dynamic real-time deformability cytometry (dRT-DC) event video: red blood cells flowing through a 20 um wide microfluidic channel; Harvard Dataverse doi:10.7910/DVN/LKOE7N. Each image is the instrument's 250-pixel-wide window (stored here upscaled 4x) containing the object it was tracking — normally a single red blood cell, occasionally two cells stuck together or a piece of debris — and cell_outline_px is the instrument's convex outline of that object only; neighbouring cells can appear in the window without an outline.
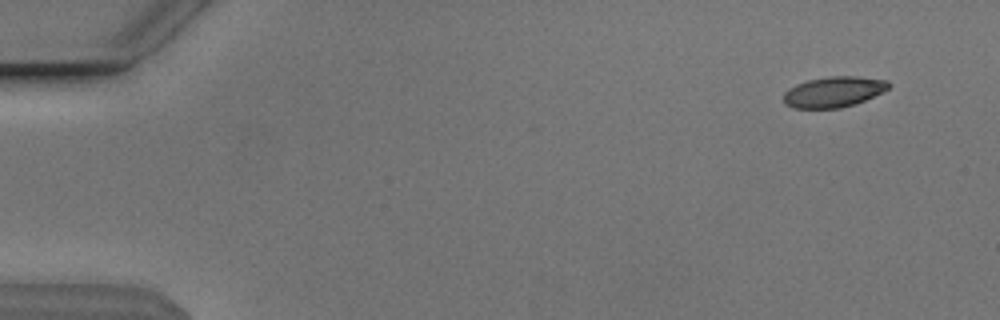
{"species": "Egyptian fruit bat (a non-hibernating species)", "species_latin": "Rousettus aegyptiacus", "temperature_condition": "cold", "stored_images_in_passage": 51, "camera_frame_rate_fps": 3000, "um_per_image_px": 0.085, "animal": {"sex": "male"}, "frame": {"image": 1, "passage_image": 1, "time_ms": 0.0, "image_size_px": [1000, 320], "cell_outline_px": [[892, 84], [884, 92], [856, 104], [840, 108], [792, 108], [784, 104], [784, 92], [788, 88], [796, 84], [808, 80], [832, 76], [860, 76], [888, 80]], "centroid_in_image_um": [70.89, 7.81], "position_along_channel_um": 14.1, "area_um2": 19.02}}
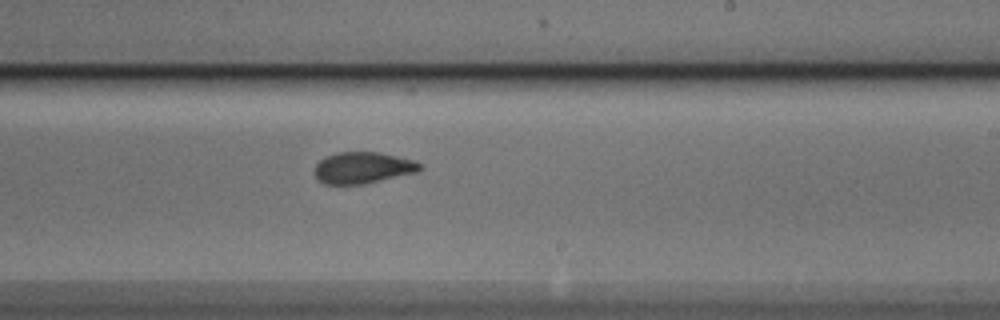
{"frame": {"image": 2, "passage_image": 30, "time_ms": 9.667, "image_size_px": [1000, 320], "cell_outline_px": [[424, 168], [416, 172], [364, 184], [324, 184], [316, 176], [316, 164], [324, 156], [336, 152], [380, 152], [412, 160], [420, 164]], "centroid_in_image_um": [30.83, 14.25], "position_along_channel_um": 258.2, "area_um2": 19.13}}
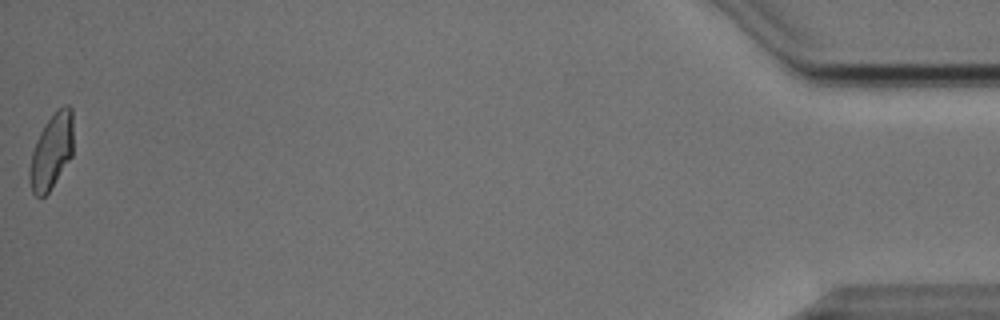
{"frame": {"image": 3, "passage_image": 51, "time_ms": 16.667, "image_size_px": [1000, 320], "cell_outline_px": [[72, 156], [48, 192], [44, 196], [36, 196], [32, 192], [28, 180], [28, 172], [32, 152], [36, 140], [44, 124], [56, 108], [64, 104], [68, 104], [72, 108]], "centroid_in_image_um": [4.36, 12.82], "position_along_channel_um": 430.8, "area_um2": 19.31}, "authors_computed_cell_mechanics": {"area_um2": 19.7676, "velocity_mm_per_s": 3.8331, "shape_relaxation_time_tau1_ms": 5.256, "shape_relaxation_time_tau2_ms": 1.4677, "deformation_change_tau1": 0.1606, "deformation_change_tau2": 0.0695}}